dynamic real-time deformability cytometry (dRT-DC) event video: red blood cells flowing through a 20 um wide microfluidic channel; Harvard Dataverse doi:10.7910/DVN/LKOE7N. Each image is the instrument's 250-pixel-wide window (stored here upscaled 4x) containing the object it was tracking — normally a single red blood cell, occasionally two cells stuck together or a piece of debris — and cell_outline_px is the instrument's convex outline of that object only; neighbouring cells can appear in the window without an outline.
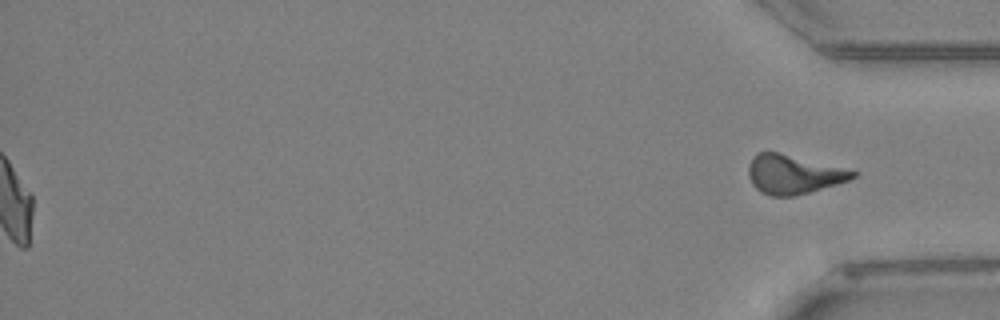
{"species": "Egyptian fruit bat (a non-hibernating species)", "species_latin": "Rousettus aegyptiacus", "temperature_condition": "warm", "stored_images_in_passage": 59, "segment_of_instrument_passage": [2, 2], "camera_frame_rate_fps": 3000, "um_per_image_px": 0.085, "animal": {"sex": "female"}, "frame": {"image": 1, "passage_image": 59, "time_ms": 19.333, "image_size_px": [1000, 320], "cell_outline_px": [[856, 176], [848, 180], [836, 184], [808, 192], [792, 196], [772, 196], [760, 192], [752, 184], [748, 172], [748, 164], [760, 152], [776, 152], [856, 172]], "centroid_in_image_um": [67.37, 14.84], "position_along_channel_um": 367.8, "area_um2": 22.77}}